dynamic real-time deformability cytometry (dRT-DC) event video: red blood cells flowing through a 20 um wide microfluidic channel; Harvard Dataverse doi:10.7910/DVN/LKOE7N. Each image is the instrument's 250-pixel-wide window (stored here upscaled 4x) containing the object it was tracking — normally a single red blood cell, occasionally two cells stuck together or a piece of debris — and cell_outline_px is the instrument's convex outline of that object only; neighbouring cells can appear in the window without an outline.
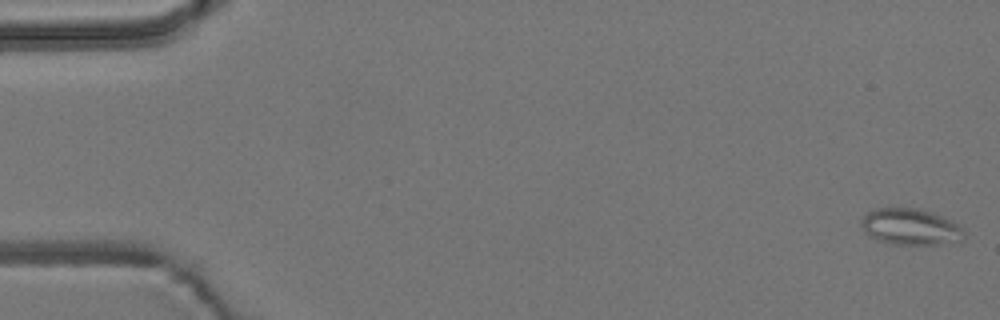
{"species": "common noctule bat (a hibernating species)", "species_latin": "Nyctalus noctula", "temperature_condition": "room temperature", "stored_images_in_passage": 55, "camera_frame_rate_fps": 3000, "um_per_image_px": 0.085, "animal": {"sex": "male", "body_mass_g": 19.2, "forearm_length_mm": 51.8}, "frame": {"image": 1, "passage_image": 1, "time_ms": 0.0, "image_size_px": [1000, 320], "cell_outline_px": [[964, 240], [940, 244], [888, 244], [868, 236], [864, 232], [860, 224], [860, 220], [868, 212], [876, 208], [920, 208], [944, 216], [956, 224], [964, 232]], "centroid_in_image_um": [77.35, 19.28], "position_along_channel_um": 7.6, "area_um2": 21.91}}
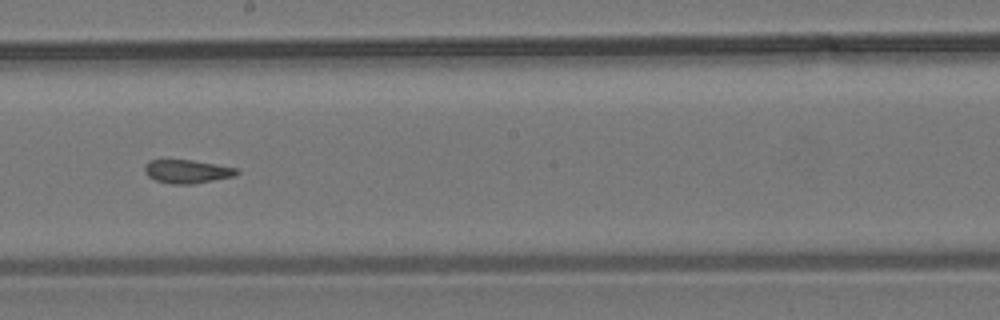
{"frame": {"image": 2, "passage_image": 31, "time_ms": 10.0, "image_size_px": [1000, 320], "cell_outline_px": [[240, 172], [236, 176], [192, 184], [172, 184], [156, 180], [148, 176], [144, 172], [144, 164], [152, 160], [192, 160], [240, 168]], "centroid_in_image_um": [15.95, 14.57], "position_along_channel_um": 232.2, "area_um2": 12.72}}
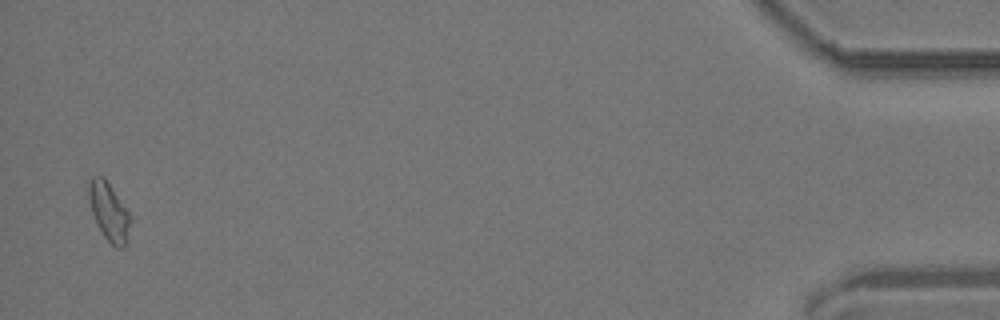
{"frame": {"image": 3, "passage_image": 54, "time_ms": 17.667, "image_size_px": [1000, 320], "cell_outline_px": [[128, 224], [124, 248], [116, 248], [104, 236], [96, 224], [92, 212], [88, 196], [88, 180], [92, 176], [104, 176], [128, 212]], "centroid_in_image_um": [9.19, 17.94], "position_along_channel_um": 426.0, "area_um2": 13.58}, "authors_computed_cell_mechanics": {"area_um2": 13.3518, "velocity_mm_per_s": 3.7381, "shape_relaxation_time_tau1_ms": null, "shape_relaxation_time_tau2_ms": 1.9775, "deformation_change_tau1": null, "deformation_change_tau2": 0.0711}}